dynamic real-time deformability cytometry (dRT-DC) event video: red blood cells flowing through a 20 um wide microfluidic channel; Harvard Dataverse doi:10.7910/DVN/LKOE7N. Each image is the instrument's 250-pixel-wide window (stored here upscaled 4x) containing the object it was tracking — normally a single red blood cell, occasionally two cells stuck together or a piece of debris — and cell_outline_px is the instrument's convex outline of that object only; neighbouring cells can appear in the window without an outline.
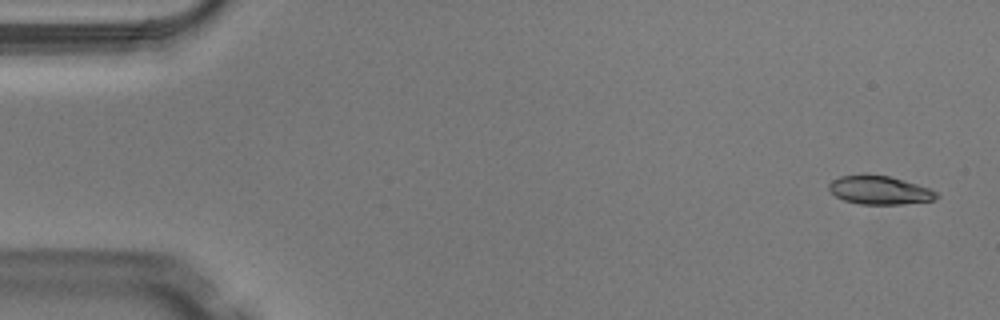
{"species": "Egyptian fruit bat (a non-hibernating species)", "species_latin": "Rousettus aegyptiacus", "temperature_condition": "warm", "stored_images_in_passage": 5, "camera_frame_rate_fps": 3000, "um_per_image_px": 0.085, "animal": {"sex": "male"}, "frame": {"image": 1, "passage_image": 1, "time_ms": 0.0, "image_size_px": [1000, 320], "cell_outline_px": [[940, 196], [932, 200], [900, 204], [860, 204], [844, 200], [836, 196], [828, 188], [828, 184], [832, 180], [840, 176], [864, 172], [888, 176], [932, 188]], "centroid_in_image_um": [74.74, 16.13], "position_along_channel_um": 10.3, "area_um2": 18.15}}
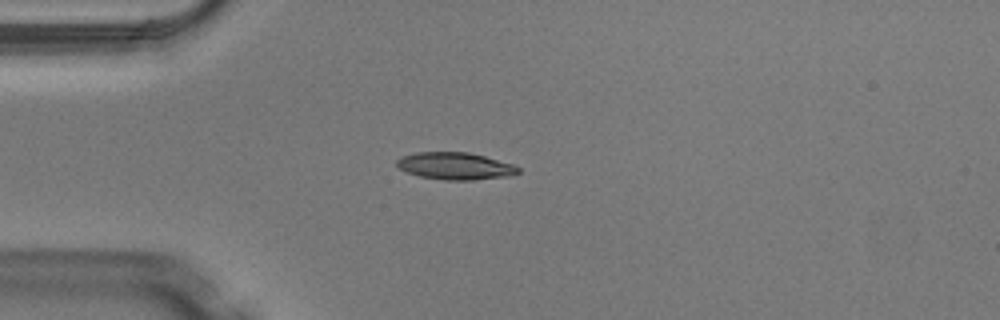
{"frame": {"image": 2, "passage_image": 4, "time_ms": 1.0, "image_size_px": [1000, 320], "cell_outline_px": [[520, 172], [508, 176], [476, 180], [444, 180], [420, 176], [408, 172], [400, 168], [396, 164], [396, 160], [404, 156], [416, 152], [468, 152], [484, 156], [512, 164], [520, 168]], "centroid_in_image_um": [38.71, 14.11], "position_along_channel_um": 46.3, "area_um2": 19.07}}